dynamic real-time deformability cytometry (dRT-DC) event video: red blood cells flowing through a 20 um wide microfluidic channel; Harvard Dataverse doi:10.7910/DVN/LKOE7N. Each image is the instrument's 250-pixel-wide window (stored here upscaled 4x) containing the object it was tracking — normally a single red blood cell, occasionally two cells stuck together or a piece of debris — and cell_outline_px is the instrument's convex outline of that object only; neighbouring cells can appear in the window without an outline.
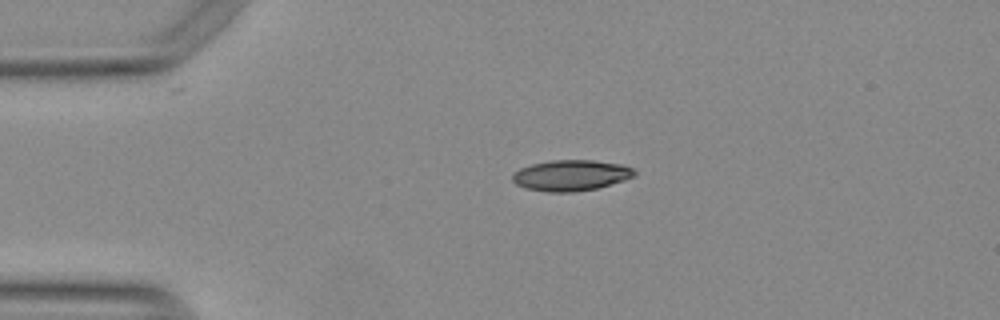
{"species": "Egyptian fruit bat (a non-hibernating species)", "species_latin": "Rousettus aegyptiacus", "temperature_condition": "warm", "stored_images_in_passage": 43, "camera_frame_rate_fps": 3000, "um_per_image_px": 0.085, "animal": {"sex": "female"}, "frame": {"image": 1, "passage_image": 1, "time_ms": 0.0, "image_size_px": [1000, 320], "cell_outline_px": [[636, 172], [632, 176], [624, 180], [596, 188], [576, 192], [548, 192], [524, 188], [516, 184], [512, 180], [512, 176], [520, 168], [532, 164], [552, 160], [592, 160], [620, 164], [632, 168]], "centroid_in_image_um": [48.5, 14.91], "position_along_channel_um": 36.5, "area_um2": 21.73}}
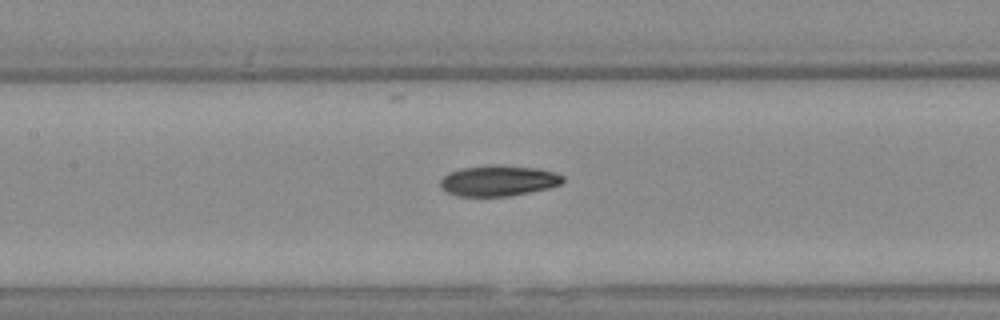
{"frame": {"image": 2, "passage_image": 14, "time_ms": 4.333, "image_size_px": [1000, 320], "cell_outline_px": [[564, 180], [560, 184], [548, 188], [508, 196], [456, 196], [448, 192], [440, 184], [440, 180], [448, 172], [460, 168], [488, 164], [500, 164], [536, 168], [552, 172], [564, 176]], "centroid_in_image_um": [42.34, 15.34], "position_along_channel_um": 165.1, "area_um2": 21.96}}
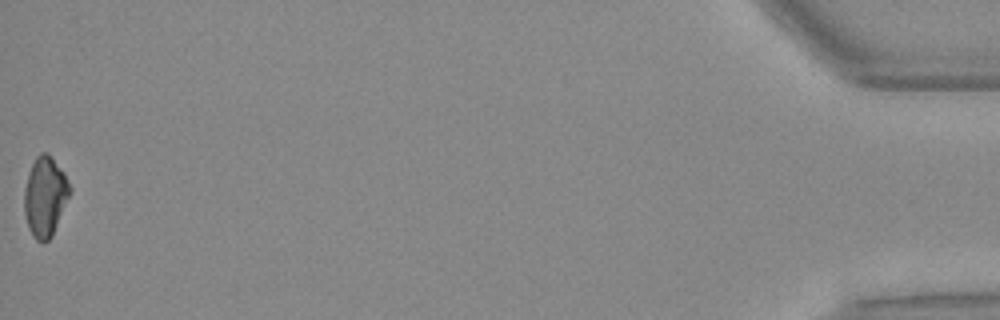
{"frame": {"image": 3, "passage_image": 43, "time_ms": 14.0, "image_size_px": [1000, 320], "cell_outline_px": [[72, 192], [52, 236], [48, 240], [36, 240], [32, 236], [28, 228], [24, 212], [24, 192], [28, 172], [36, 156], [40, 152], [48, 152], [64, 172], [72, 188]], "centroid_in_image_um": [3.85, 16.68], "position_along_channel_um": 431.4, "area_um2": 21.44}, "authors_computed_cell_mechanics": {"area_um2": 21.675, "velocity_mm_per_s": 3.7989, "shape_relaxation_time_tau1_ms": 8.3641, "shape_relaxation_time_tau2_ms": 11.3246, "deformation_change_tau1": 0.1916, "deformation_change_tau2": 0.2162}}